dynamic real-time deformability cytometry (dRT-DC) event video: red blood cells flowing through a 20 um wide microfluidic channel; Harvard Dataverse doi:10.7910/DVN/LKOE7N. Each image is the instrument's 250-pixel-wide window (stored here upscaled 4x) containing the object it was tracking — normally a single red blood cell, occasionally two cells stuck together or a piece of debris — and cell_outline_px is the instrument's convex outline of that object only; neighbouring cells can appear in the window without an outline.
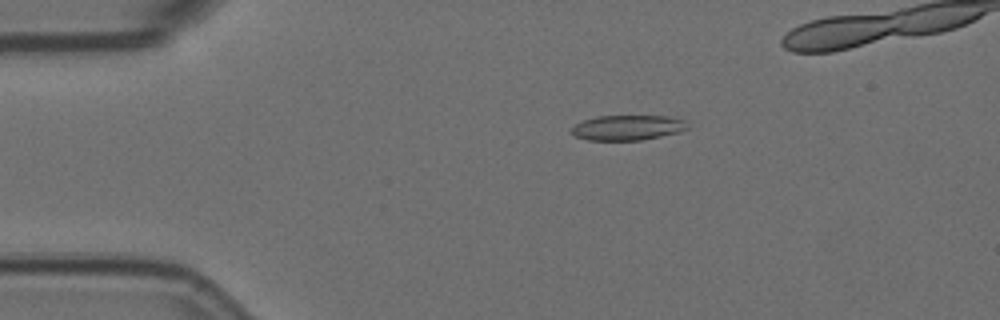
{"species": "Egyptian fruit bat (a non-hibernating species)", "species_latin": "Rousettus aegyptiacus", "temperature_condition": "room temperature", "stored_images_in_passage": 25, "camera_frame_rate_fps": 3000, "um_per_image_px": 0.085, "animal": {"sex": "female"}, "frame": {"image": 1, "passage_image": 2, "time_ms": 0.333, "image_size_px": [1000, 320], "cell_outline_px": [[692, 128], [680, 132], [640, 140], [588, 140], [576, 136], [572, 132], [572, 128], [576, 124], [584, 120], [596, 116], [668, 116], [684, 120]], "centroid_in_image_um": [53.41, 10.84], "position_along_channel_um": 31.6, "area_um2": 16.94}}
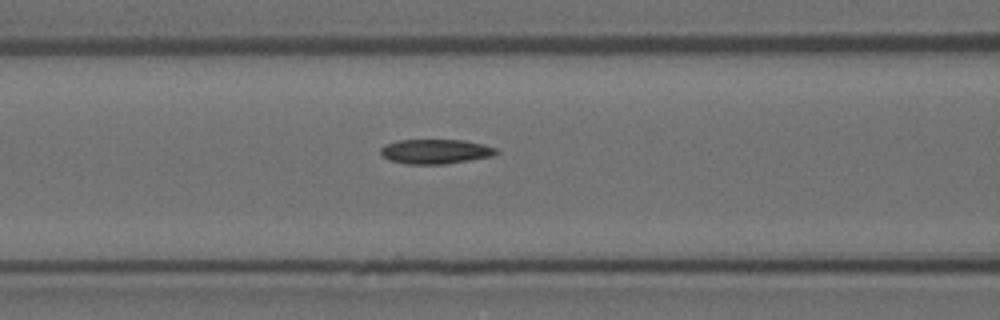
{"frame": {"image": 2, "passage_image": 14, "time_ms": 4.333, "image_size_px": [1000, 320], "cell_outline_px": [[500, 152], [492, 156], [444, 164], [404, 164], [388, 160], [380, 152], [380, 148], [384, 144], [400, 140], [464, 140], [484, 144], [496, 148]], "centroid_in_image_um": [37.0, 12.87], "position_along_channel_um": 129.6, "area_um2": 16.65}}
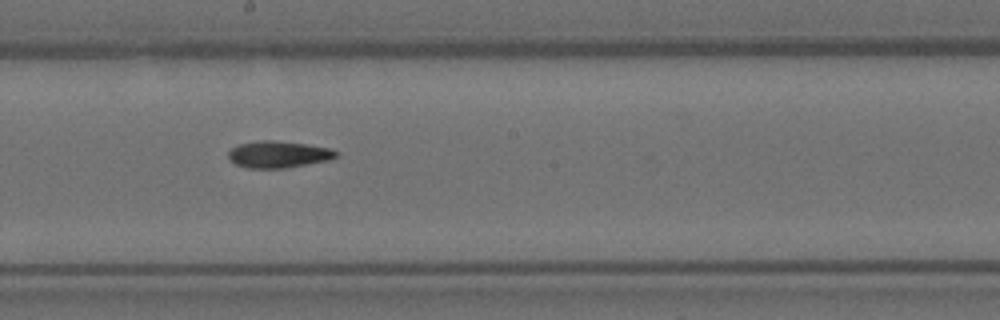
{"frame": {"image": 3, "passage_image": 22, "time_ms": 7.0, "image_size_px": [1000, 320], "cell_outline_px": [[340, 152], [336, 156], [328, 160], [284, 168], [248, 168], [236, 164], [228, 156], [228, 152], [232, 148], [240, 144], [260, 140], [272, 140], [308, 144], [332, 148]], "centroid_in_image_um": [23.7, 13.11], "position_along_channel_um": 224.5, "area_um2": 16.7}}